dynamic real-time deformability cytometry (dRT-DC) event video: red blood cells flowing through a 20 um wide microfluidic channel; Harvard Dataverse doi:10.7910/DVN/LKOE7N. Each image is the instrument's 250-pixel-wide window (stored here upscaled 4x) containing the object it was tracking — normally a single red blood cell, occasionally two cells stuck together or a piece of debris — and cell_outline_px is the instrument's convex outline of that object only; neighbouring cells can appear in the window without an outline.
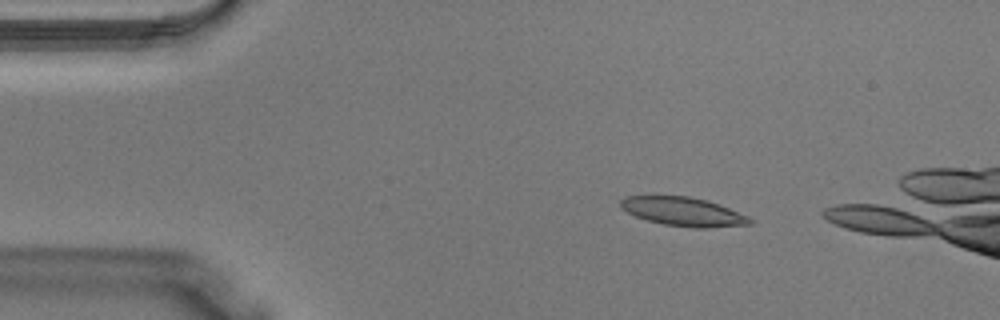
{"species": "Egyptian fruit bat (a non-hibernating species)", "species_latin": "Rousettus aegyptiacus", "temperature_condition": "warm", "stored_images_in_passage": 35, "camera_frame_rate_fps": 3000, "um_per_image_px": 0.085, "animal": {"sex": "male"}, "frame": {"image": 1, "passage_image": 7, "time_ms": 2.0, "image_size_px": [1000, 320], "cell_outline_px": [[752, 224], [708, 228], [692, 228], [664, 224], [648, 220], [636, 216], [620, 208], [620, 200], [628, 196], [688, 196], [708, 200], [748, 216], [752, 220]], "centroid_in_image_um": [58.08, 17.99], "position_along_channel_um": 26.9, "area_um2": 21.56}}
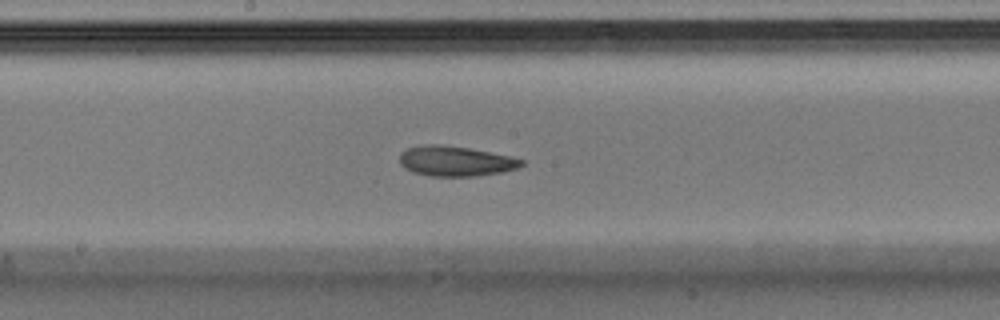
{"frame": {"image": 2, "passage_image": 21, "time_ms": 6.667, "image_size_px": [1000, 320], "cell_outline_px": [[524, 164], [516, 168], [500, 172], [472, 176], [432, 176], [412, 172], [404, 168], [400, 164], [400, 152], [408, 148], [424, 144], [436, 144], [468, 148], [512, 156], [524, 160]], "centroid_in_image_um": [38.69, 13.69], "position_along_channel_um": 209.5, "area_um2": 21.27}}
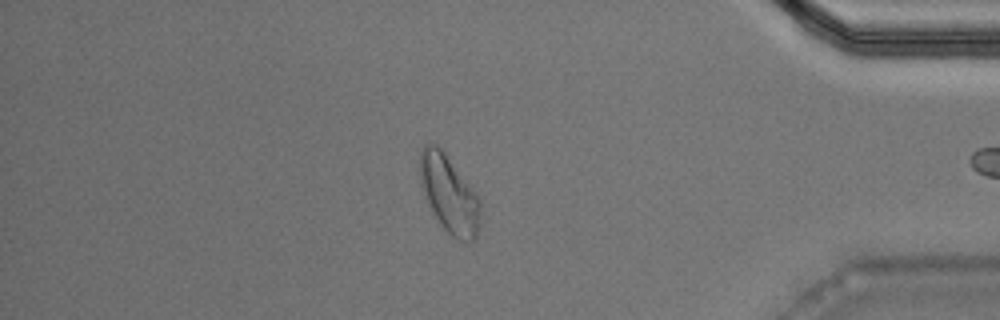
{"frame": {"image": 3, "passage_image": 34, "time_ms": 11.0, "image_size_px": [1000, 320], "cell_outline_px": [[480, 224], [476, 240], [456, 240], [440, 224], [428, 204], [420, 180], [420, 152], [424, 144], [436, 144], [444, 152], [472, 188], [480, 200]], "centroid_in_image_um": [38.18, 16.52], "position_along_channel_um": 397.0, "area_um2": 26.93}}